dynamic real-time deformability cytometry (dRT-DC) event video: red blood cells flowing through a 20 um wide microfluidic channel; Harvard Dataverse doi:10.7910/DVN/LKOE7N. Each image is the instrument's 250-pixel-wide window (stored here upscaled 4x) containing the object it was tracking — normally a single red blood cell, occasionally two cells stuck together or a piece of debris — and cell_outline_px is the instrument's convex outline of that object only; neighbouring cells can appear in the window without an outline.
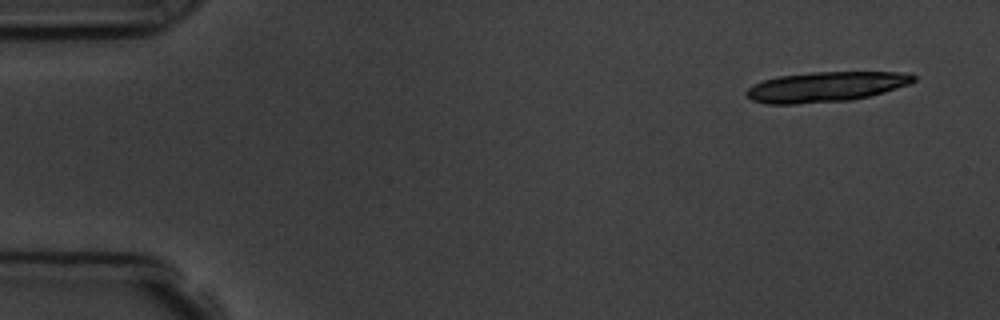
{"species": "common noctule bat (a hibernating species)", "species_latin": "Nyctalus noctula", "temperature_condition": "room temperature", "stored_images_in_passage": 9, "camera_frame_rate_fps": 3000, "um_per_image_px": 0.085, "animal": {"sex": "male", "body_mass_g": 19.5, "forearm_length_mm": 54.6}, "frame": {"image": 1, "passage_image": 1, "time_ms": 0.0, "image_size_px": [1000, 320], "cell_outline_px": [[916, 80], [908, 84], [884, 92], [852, 100], [796, 104], [768, 104], [752, 100], [744, 92], [752, 84], [764, 80], [780, 76], [812, 72], [908, 72], [916, 76]], "centroid_in_image_um": [70.19, 7.38], "position_along_channel_um": 14.8, "area_um2": 29.3}}